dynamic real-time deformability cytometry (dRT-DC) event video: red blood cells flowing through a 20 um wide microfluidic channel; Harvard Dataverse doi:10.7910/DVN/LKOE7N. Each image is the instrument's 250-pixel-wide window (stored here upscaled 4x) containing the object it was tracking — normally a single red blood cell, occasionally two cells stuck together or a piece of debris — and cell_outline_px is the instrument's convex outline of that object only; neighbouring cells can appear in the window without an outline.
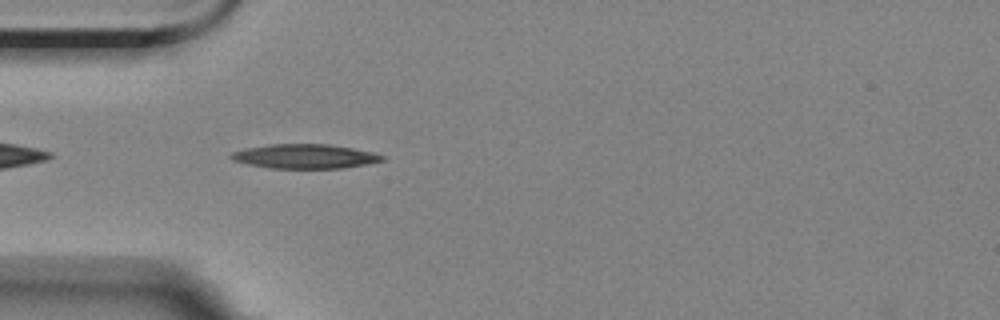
{"species": "Egyptian fruit bat (a non-hibernating species)", "species_latin": "Rousettus aegyptiacus", "temperature_condition": "room temperature", "stored_images_in_passage": 5, "camera_frame_rate_fps": 3000, "um_per_image_px": 0.085, "animal": {"sex": "female"}, "frame": {"image": 1, "passage_image": 5, "time_ms": 4.667, "image_size_px": [1000, 320], "cell_outline_px": [[384, 160], [368, 164], [344, 168], [268, 168], [248, 164], [232, 160], [228, 156], [232, 152], [244, 148], [268, 144], [328, 144], [352, 148], [372, 152], [384, 156]], "centroid_in_image_um": [25.88, 13.29], "position_along_channel_um": 59.1, "area_um2": 21.5}}